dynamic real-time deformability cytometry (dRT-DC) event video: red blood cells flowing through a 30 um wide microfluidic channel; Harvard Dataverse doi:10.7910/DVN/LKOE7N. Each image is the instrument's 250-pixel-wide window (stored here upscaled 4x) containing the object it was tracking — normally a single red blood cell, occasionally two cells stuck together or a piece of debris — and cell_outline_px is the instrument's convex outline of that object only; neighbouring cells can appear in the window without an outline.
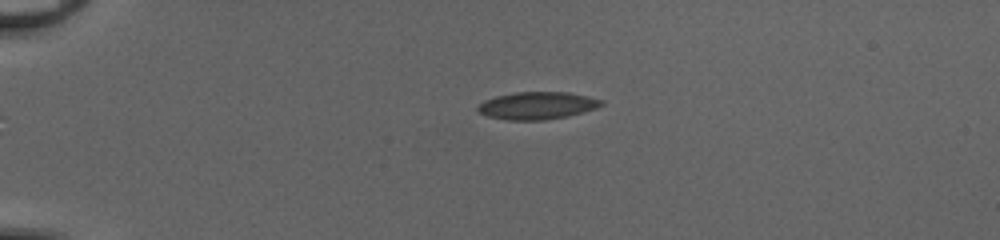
{"species": "common noctule bat (a hibernating species)", "species_latin": "Nyctalus noctula", "temperature_condition": "cold", "stored_images_in_passage": 40, "camera_frame_rate_fps": 3000, "um_per_image_px": 0.085, "animal": {"sex": "female", "body_mass_g": 20.0, "forearm_length_mm": 54.0}, "frame": {"image": 1, "passage_image": 1, "time_ms": 0.0, "image_size_px": [1000, 240], "cell_outline_px": [[604, 104], [596, 108], [568, 116], [544, 120], [508, 120], [488, 116], [476, 112], [476, 108], [484, 100], [496, 96], [516, 92], [568, 92], [588, 96], [604, 100]], "centroid_in_image_um": [45.66, 8.97], "position_along_channel_um": 39.3, "area_um2": 19.83}}
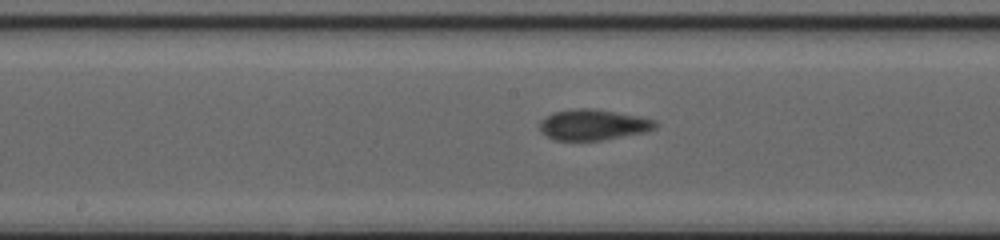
{"frame": {"image": 2, "passage_image": 17, "time_ms": 5.333, "image_size_px": [1000, 240], "cell_outline_px": [[660, 124], [656, 128], [644, 132], [600, 140], [556, 140], [540, 132], [540, 120], [544, 116], [552, 112], [576, 108], [588, 108], [616, 112], [640, 116], [656, 120]], "centroid_in_image_um": [50.41, 10.59], "position_along_channel_um": 197.8, "area_um2": 20.75}}
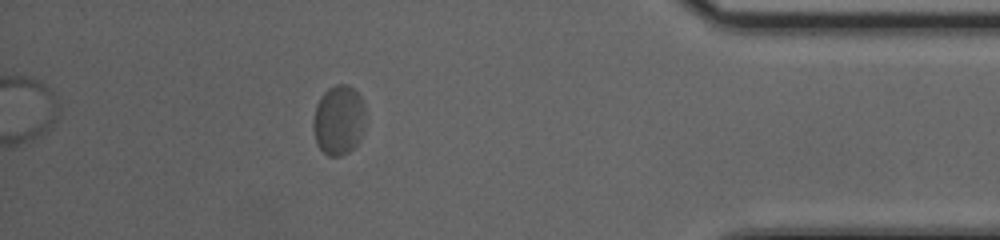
{"frame": {"image": 3, "passage_image": 35, "time_ms": 11.333, "image_size_px": [1000, 240], "cell_outline_px": [[364, 128], [360, 140], [348, 152], [340, 156], [328, 156], [316, 144], [312, 128], [312, 120], [316, 104], [320, 96], [328, 88], [336, 84], [348, 84], [360, 96], [364, 104]], "centroid_in_image_um": [28.76, 10.2], "position_along_channel_um": 406.4, "area_um2": 21.5}, "authors_computed_cell_mechanics": {"area_um2": 20.0277, "velocity_mm_per_s": 4.0392, "shape_relaxation_time_tau1_ms": 4.02, "shape_relaxation_time_tau2_ms": null, "deformation_change_tau1": 0.0778, "deformation_change_tau2": null}}